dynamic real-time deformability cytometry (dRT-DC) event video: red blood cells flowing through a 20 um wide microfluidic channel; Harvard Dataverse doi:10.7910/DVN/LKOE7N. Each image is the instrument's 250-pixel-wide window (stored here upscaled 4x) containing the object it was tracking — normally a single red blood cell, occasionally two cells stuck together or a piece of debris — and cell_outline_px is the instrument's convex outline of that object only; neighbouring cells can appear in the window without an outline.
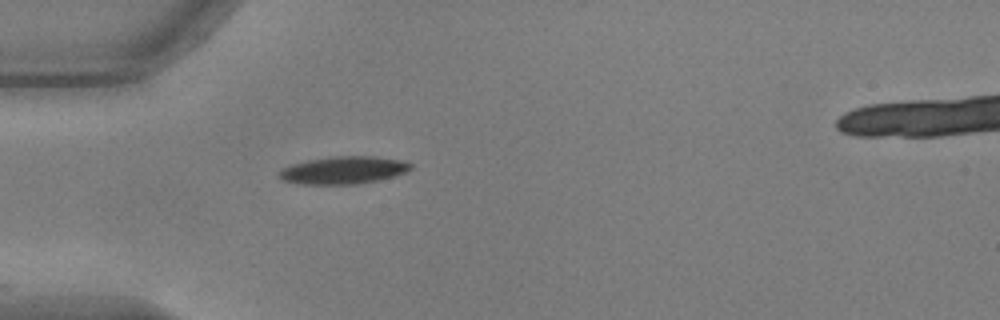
{"species": "common noctule bat (a hibernating species)", "species_latin": "Nyctalus noctula", "temperature_condition": "warm", "stored_images_in_passage": 12, "camera_frame_rate_fps": 3000, "um_per_image_px": 0.085, "animal": {"sex": "male", "body_mass_g": 17.9, "forearm_length_mm": 54.2}, "frame": {"image": 1, "passage_image": 1, "time_ms": 0.0, "image_size_px": [1000, 320], "cell_outline_px": [[412, 168], [404, 172], [380, 180], [360, 184], [300, 184], [280, 180], [276, 176], [284, 168], [292, 164], [308, 160], [332, 156], [376, 156], [404, 160], [412, 164]], "centroid_in_image_um": [29.19, 14.46], "position_along_channel_um": 55.8, "area_um2": 21.27}}
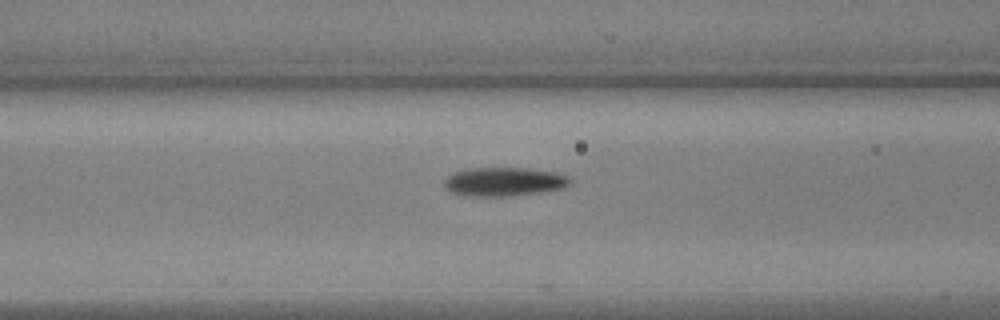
{"frame": {"image": 2, "passage_image": 7, "time_ms": 2.0, "image_size_px": [1000, 320], "cell_outline_px": [[572, 180], [564, 188], [540, 192], [512, 196], [464, 196], [452, 192], [444, 184], [444, 180], [452, 172], [476, 168], [524, 168], [556, 172], [568, 176]], "centroid_in_image_um": [42.86, 15.45], "position_along_channel_um": 123.7, "area_um2": 21.04}}
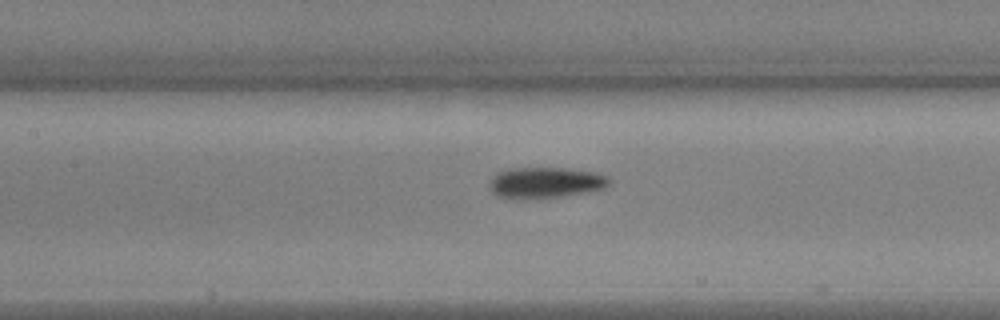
{"frame": {"image": 3, "passage_image": 10, "time_ms": 3.0, "image_size_px": [1000, 320], "cell_outline_px": [[612, 184], [604, 188], [588, 192], [560, 196], [496, 196], [488, 188], [488, 184], [492, 176], [496, 172], [508, 168], [564, 168], [596, 172], [608, 176], [612, 180]], "centroid_in_image_um": [46.41, 15.47], "position_along_channel_um": 161.0, "area_um2": 21.21}}